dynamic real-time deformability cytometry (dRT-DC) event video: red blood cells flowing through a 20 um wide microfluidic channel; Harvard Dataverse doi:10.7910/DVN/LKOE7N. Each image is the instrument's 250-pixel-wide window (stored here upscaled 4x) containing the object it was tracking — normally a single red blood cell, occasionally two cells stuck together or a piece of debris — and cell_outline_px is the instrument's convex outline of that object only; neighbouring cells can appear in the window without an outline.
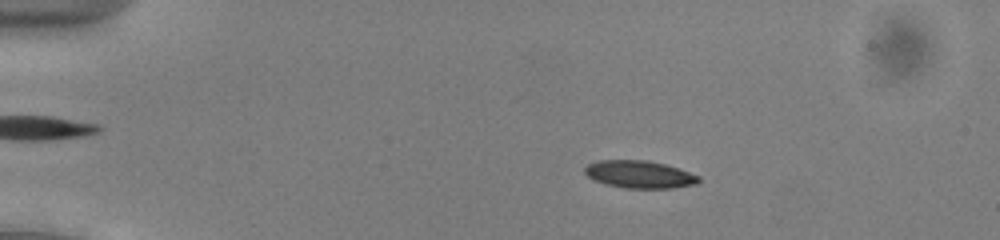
{"species": "common noctule bat (a hibernating species)", "species_latin": "Nyctalus noctula", "temperature_condition": "cold", "stored_images_in_passage": 53, "camera_frame_rate_fps": 3000, "um_per_image_px": 0.085, "animal": {"sex": "male", "body_mass_g": 13.0, "forearm_length_mm": 53.1}, "frame": {"image": 1, "passage_image": 10, "time_ms": 3.0, "image_size_px": [1000, 240], "cell_outline_px": [[700, 180], [696, 184], [672, 188], [624, 188], [604, 184], [592, 180], [584, 172], [584, 168], [588, 164], [600, 160], [648, 160], [664, 164], [700, 176]], "centroid_in_image_um": [54.32, 14.83], "position_along_channel_um": 30.7, "area_um2": 18.26}}
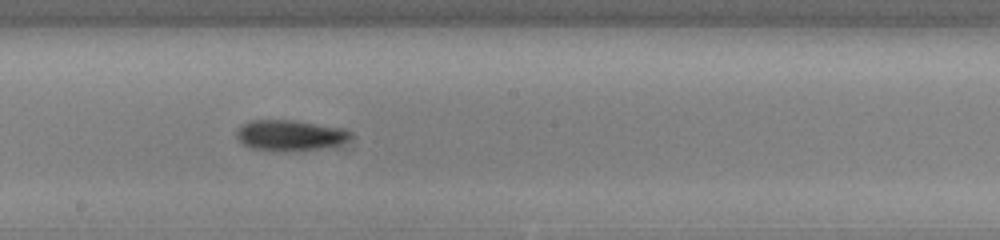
{"frame": {"image": 2, "passage_image": 30, "time_ms": 9.667, "image_size_px": [1000, 240], "cell_outline_px": [[352, 136], [348, 140], [340, 144], [320, 148], [284, 152], [272, 152], [252, 148], [244, 144], [236, 136], [236, 132], [240, 124], [248, 120], [292, 120], [340, 128], [352, 132]], "centroid_in_image_um": [24.6, 11.51], "position_along_channel_um": 223.6, "area_um2": 20.52}}
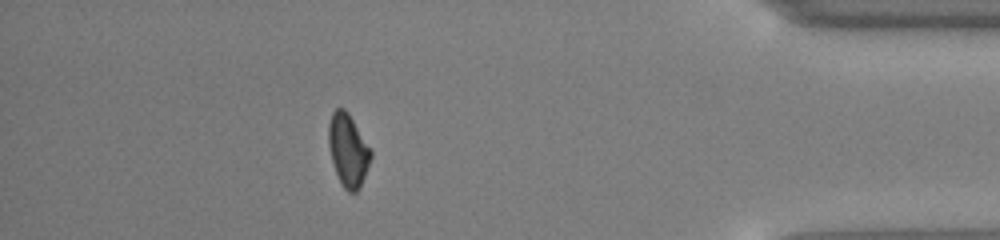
{"frame": {"image": 3, "passage_image": 47, "time_ms": 15.333, "image_size_px": [1000, 240], "cell_outline_px": [[372, 156], [360, 188], [356, 192], [348, 192], [344, 188], [336, 172], [332, 160], [328, 144], [328, 124], [332, 112], [336, 108], [344, 108], [348, 112], [372, 152]], "centroid_in_image_um": [29.58, 12.75], "position_along_channel_um": 405.6, "area_um2": 17.69}, "authors_computed_cell_mechanics": {"area_um2": 18.496, "velocity_mm_per_s": 3.9257, "shape_relaxation_time_tau1_ms": 4.462, "shape_relaxation_time_tau2_ms": null, "deformation_change_tau1": 0.1338, "deformation_change_tau2": null}}